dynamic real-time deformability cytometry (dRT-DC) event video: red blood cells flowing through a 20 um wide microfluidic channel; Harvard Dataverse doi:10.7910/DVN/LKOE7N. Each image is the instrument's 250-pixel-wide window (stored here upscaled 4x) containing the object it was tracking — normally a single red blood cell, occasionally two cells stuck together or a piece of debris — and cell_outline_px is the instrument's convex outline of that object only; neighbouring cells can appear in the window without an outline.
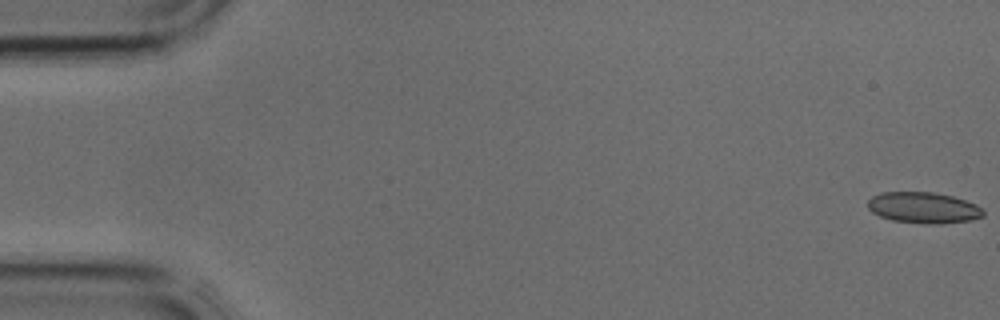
{"species": "common noctule bat (a hibernating species)", "species_latin": "Nyctalus noctula", "temperature_condition": "cold", "stored_images_in_passage": 5, "segment_of_instrument_passage": [1, 2], "camera_frame_rate_fps": 3000, "um_per_image_px": 0.085, "animal": {"sex": "male", "body_mass_g": 17.9, "forearm_length_mm": 54.2}, "frame": {"image": 1, "passage_image": 1, "time_ms": 0.0, "image_size_px": [1000, 320], "cell_outline_px": [[984, 216], [968, 220], [940, 224], [928, 224], [892, 220], [880, 216], [872, 212], [868, 208], [868, 200], [872, 196], [880, 192], [932, 192], [952, 196], [976, 204], [984, 212]], "centroid_in_image_um": [78.47, 17.65], "position_along_channel_um": 6.5, "area_um2": 20.81}}
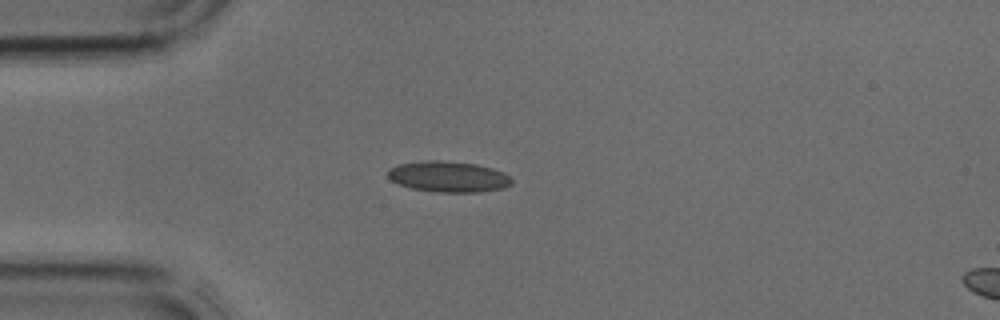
{"frame": {"image": 2, "passage_image": 3, "time_ms": 0.667, "image_size_px": [1000, 320], "cell_outline_px": [[512, 184], [504, 188], [480, 192], [436, 192], [412, 188], [400, 184], [392, 180], [388, 176], [388, 168], [396, 164], [424, 160], [444, 160], [476, 164], [492, 168], [508, 176], [512, 180]], "centroid_in_image_um": [38.09, 15.01], "position_along_channel_um": 46.9, "area_um2": 22.31}}